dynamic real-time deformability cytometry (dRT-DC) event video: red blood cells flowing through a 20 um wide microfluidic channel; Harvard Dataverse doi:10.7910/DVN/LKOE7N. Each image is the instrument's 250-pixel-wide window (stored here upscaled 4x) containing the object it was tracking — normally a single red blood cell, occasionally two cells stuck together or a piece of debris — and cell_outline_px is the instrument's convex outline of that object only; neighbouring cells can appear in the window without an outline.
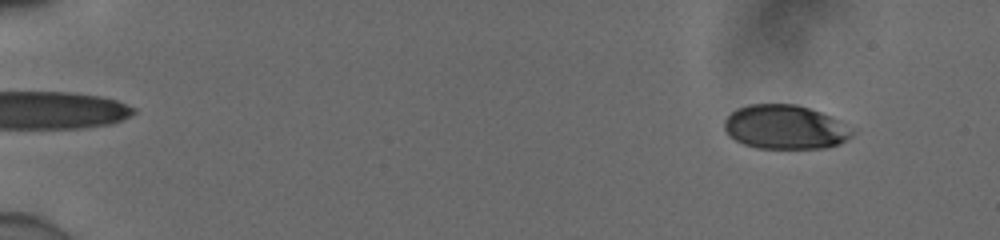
{"species": "human", "species_latin": "Homo sapiens", "temperature_condition": "cold", "stored_images_in_passage": 29, "camera_frame_rate_fps": 3000, "um_per_image_px": 0.085, "donor": {"sex": "male"}, "frame": {"image": 1, "passage_image": 6, "time_ms": 1.667, "image_size_px": [1000, 240], "cell_outline_px": [[852, 136], [840, 144], [824, 148], [756, 148], [744, 144], [728, 136], [724, 128], [724, 120], [736, 108], [748, 104], [796, 104], [820, 112], [836, 120], [852, 132]], "centroid_in_image_um": [66.65, 10.81], "position_along_channel_um": 18.3, "area_um2": 32.54}}
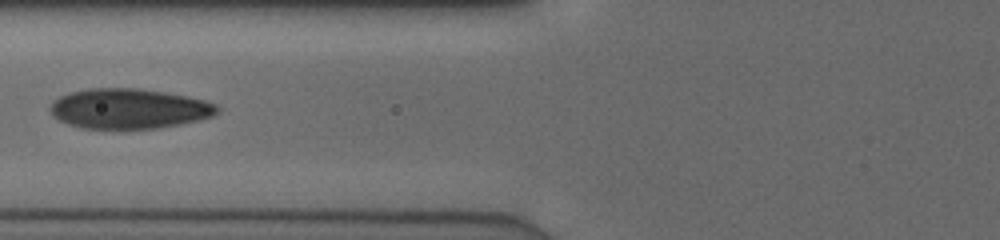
{"frame": {"image": 2, "passage_image": 22, "time_ms": 7.0, "image_size_px": [1000, 240], "cell_outline_px": [[220, 108], [212, 116], [180, 124], [156, 128], [124, 132], [80, 128], [68, 124], [52, 116], [48, 108], [52, 100], [60, 96], [72, 92], [88, 88], [136, 88], [164, 92], [204, 100], [216, 104]], "centroid_in_image_um": [10.88, 9.28], "position_along_channel_um": 114.9, "area_um2": 39.88}}
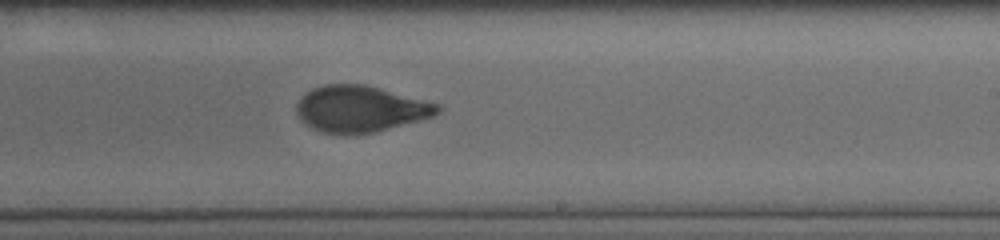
{"frame": {"image": 3, "passage_image": 29, "time_ms": 9.333, "image_size_px": [1000, 240], "cell_outline_px": [[440, 112], [432, 116], [420, 120], [376, 132], [344, 136], [320, 132], [304, 124], [300, 120], [296, 112], [296, 104], [304, 92], [312, 88], [324, 84], [364, 84], [436, 104], [440, 108]], "centroid_in_image_um": [30.52, 9.28], "position_along_channel_um": 258.5, "area_um2": 38.21}}